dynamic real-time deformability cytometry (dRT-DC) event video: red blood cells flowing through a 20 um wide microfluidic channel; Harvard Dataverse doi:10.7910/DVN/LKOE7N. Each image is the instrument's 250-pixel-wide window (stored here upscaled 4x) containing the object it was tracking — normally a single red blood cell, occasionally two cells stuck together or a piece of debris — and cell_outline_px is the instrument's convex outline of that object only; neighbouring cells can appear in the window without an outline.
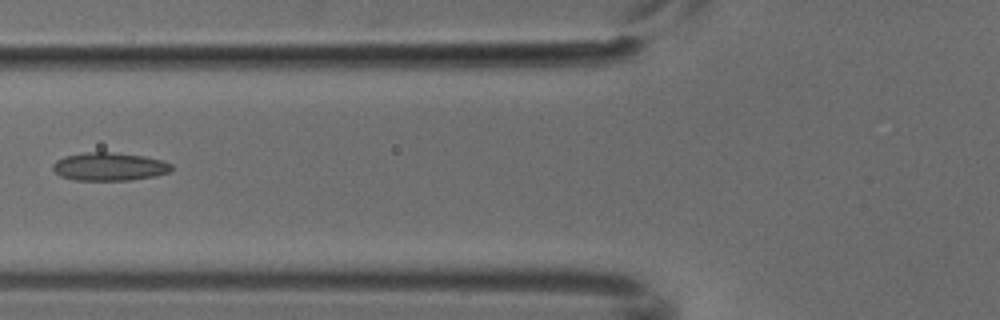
{"species": "common noctule bat (a hibernating species)", "species_latin": "Nyctalus noctula", "temperature_condition": "cold", "stored_images_in_passage": 6, "camera_frame_rate_fps": 3000, "um_per_image_px": 0.085, "animal": {"sex": "male", "body_mass_g": 18.8}, "frame": {"image": 1, "passage_image": 6, "time_ms": 1.667, "image_size_px": [1000, 320], "cell_outline_px": [[172, 172], [156, 176], [132, 180], [76, 180], [60, 176], [52, 168], [52, 164], [56, 160], [64, 156], [88, 152], [112, 152], [144, 156], [164, 160], [172, 164]], "centroid_in_image_um": [9.33, 14.16], "position_along_channel_um": 116.5, "area_um2": 19.65}}